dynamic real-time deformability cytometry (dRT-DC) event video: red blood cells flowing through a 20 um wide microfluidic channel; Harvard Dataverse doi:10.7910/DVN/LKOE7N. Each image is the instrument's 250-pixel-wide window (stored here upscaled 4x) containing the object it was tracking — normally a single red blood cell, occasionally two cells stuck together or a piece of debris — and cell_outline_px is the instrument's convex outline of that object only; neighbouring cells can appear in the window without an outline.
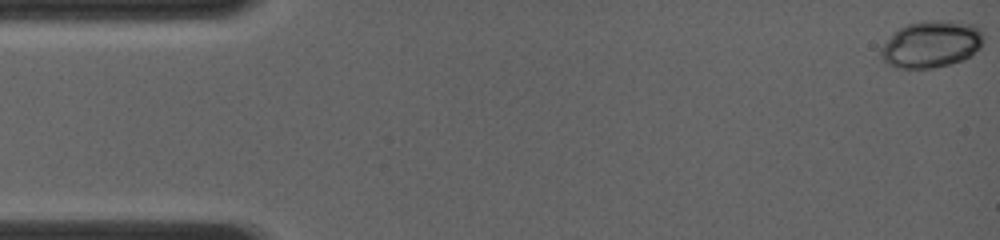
{"species": "common noctule bat (a hibernating species)", "species_latin": "Nyctalus noctula", "temperature_condition": "room temperature", "stored_images_in_passage": 39, "camera_frame_rate_fps": 4000, "um_per_image_px": 0.085, "animal": {"sex": "female", "body_mass_g": 19.0, "forearm_length_mm": 56.7}, "frame": {"image": 1, "passage_image": 1, "time_ms": 0.0, "image_size_px": [1000, 240], "cell_outline_px": [[980, 48], [964, 60], [932, 68], [896, 68], [888, 64], [880, 56], [880, 48], [892, 32], [908, 24], [924, 20], [956, 20], [972, 24], [980, 28]], "centroid_in_image_um": [79.11, 3.74], "position_along_channel_um": 5.9, "area_um2": 28.09}}
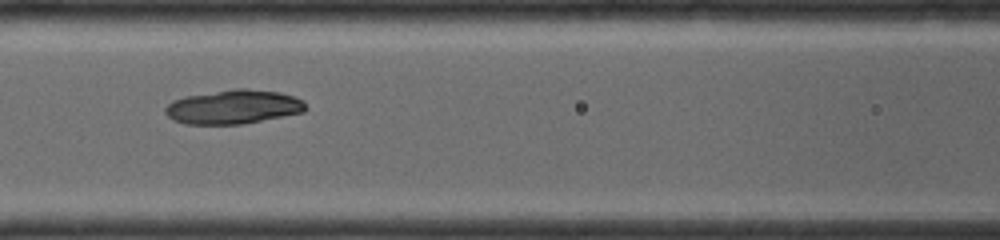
{"frame": {"image": 2, "passage_image": 25, "time_ms": 6.25, "image_size_px": [1000, 240], "cell_outline_px": [[308, 108], [304, 112], [240, 124], [184, 124], [172, 120], [164, 112], [164, 108], [172, 100], [184, 96], [236, 88], [248, 88], [280, 92], [296, 96], [304, 100]], "centroid_in_image_um": [19.84, 9.07], "position_along_channel_um": 146.8, "area_um2": 28.15}}
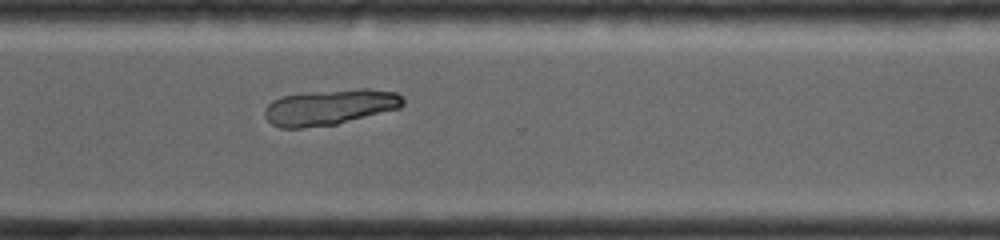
{"frame": {"image": 3, "passage_image": 39, "time_ms": 10.75, "image_size_px": [1000, 240], "cell_outline_px": [[404, 104], [400, 108], [336, 124], [300, 128], [280, 128], [272, 124], [264, 116], [264, 108], [272, 100], [280, 96], [304, 92], [360, 88], [368, 88], [396, 92], [404, 96]], "centroid_in_image_um": [28.03, 9.09], "position_along_channel_um": 342.6, "area_um2": 29.07}}